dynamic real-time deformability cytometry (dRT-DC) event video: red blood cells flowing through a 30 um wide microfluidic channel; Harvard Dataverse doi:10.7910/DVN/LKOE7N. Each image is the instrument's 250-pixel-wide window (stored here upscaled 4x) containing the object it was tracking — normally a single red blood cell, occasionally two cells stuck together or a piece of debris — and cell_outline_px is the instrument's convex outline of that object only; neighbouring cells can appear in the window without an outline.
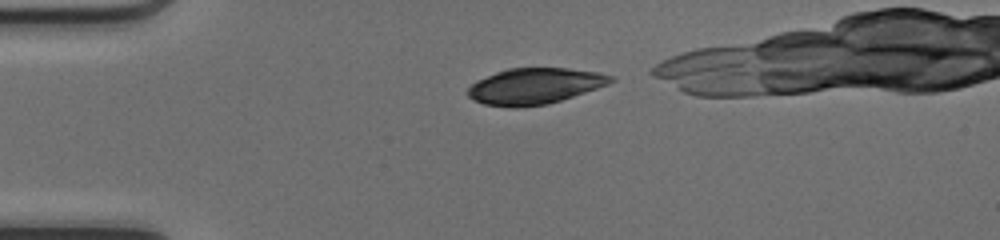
{"species": "common noctule bat (a hibernating species)", "species_latin": "Nyctalus noctula", "temperature_condition": "cold", "stored_images_in_passage": 33, "camera_frame_rate_fps": 3000, "um_per_image_px": 0.085, "animal": {"sex": "female", "body_mass_g": 17.0, "forearm_length_mm": 48.0}, "frame": {"image": 1, "passage_image": 2, "time_ms": 0.333, "image_size_px": [1000, 240], "cell_outline_px": [[616, 80], [608, 84], [548, 104], [516, 108], [512, 108], [484, 104], [472, 100], [464, 92], [476, 80], [496, 72], [508, 68], [568, 68], [596, 72], [616, 76]], "centroid_in_image_um": [45.41, 7.32], "position_along_channel_um": 39.6, "area_um2": 30.11}}
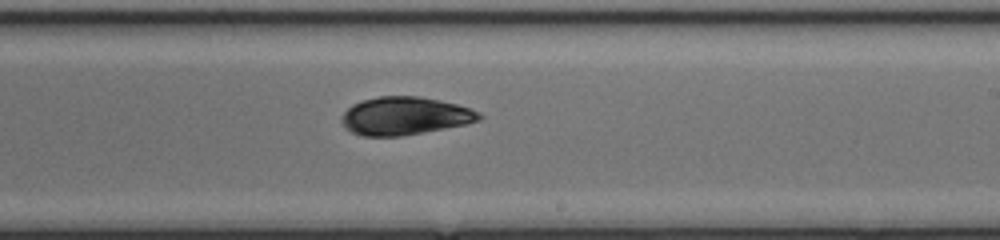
{"frame": {"image": 2, "passage_image": 20, "time_ms": 6.333, "image_size_px": [1000, 240], "cell_outline_px": [[484, 116], [480, 120], [464, 124], [444, 128], [400, 136], [360, 136], [344, 128], [340, 120], [344, 112], [352, 104], [364, 100], [380, 96], [420, 96], [440, 100], [456, 104], [480, 112]], "centroid_in_image_um": [34.38, 9.85], "position_along_channel_um": 254.6, "area_um2": 30.35}}
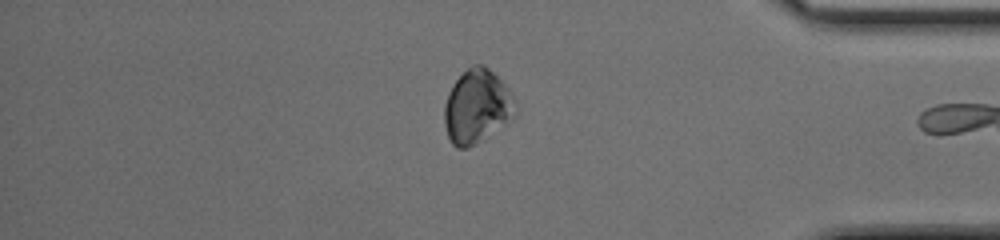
{"frame": {"image": 3, "passage_image": 32, "time_ms": 10.333, "image_size_px": [1000, 240], "cell_outline_px": [[512, 120], [476, 144], [468, 148], [456, 148], [452, 144], [448, 136], [444, 124], [444, 104], [448, 92], [456, 80], [472, 64], [480, 64], [488, 68], [508, 88], [512, 96]], "centroid_in_image_um": [40.48, 9.08], "position_along_channel_um": 394.7, "area_um2": 30.06}}